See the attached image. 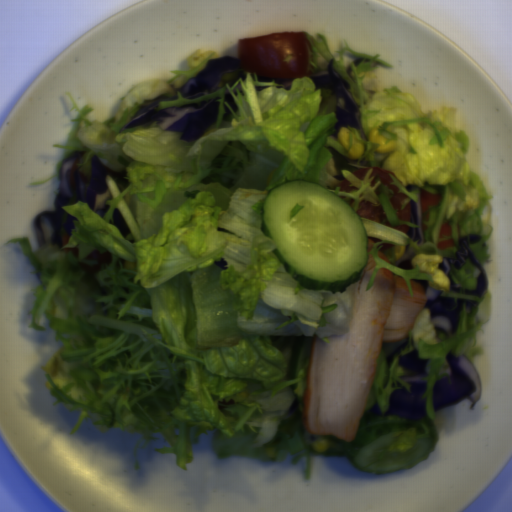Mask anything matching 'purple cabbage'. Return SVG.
<instances>
[{"mask_svg":"<svg viewBox=\"0 0 512 512\" xmlns=\"http://www.w3.org/2000/svg\"><path fill=\"white\" fill-rule=\"evenodd\" d=\"M246 77L242 62L238 57L221 55L207 60L206 65L196 75L187 78L180 87L171 85L174 97L162 94L155 98L145 99L137 113L127 119L119 132L144 126L152 121H160L159 128L182 133L180 139L183 141L189 142L199 138L218 119L221 108L220 102L216 101L221 99L218 95L196 103L157 109L159 102L176 100L178 94L193 100L215 93L226 85L231 87L240 79L244 82Z\"/></svg>","mask_w":512,"mask_h":512,"instance_id":"1","label":"purple cabbage"},{"mask_svg":"<svg viewBox=\"0 0 512 512\" xmlns=\"http://www.w3.org/2000/svg\"><path fill=\"white\" fill-rule=\"evenodd\" d=\"M84 154L81 151H75L59 164L54 210H45L36 214L34 218V229L38 247H43L46 243L41 223L42 217H46L49 221L52 230V243L61 246L62 235L65 232L69 233V235L72 234V230H75L76 227L74 220L78 221L76 216L65 209V205L70 206L78 202H87L99 217L105 218L106 212L110 208L109 204L106 203L107 200L114 201L107 179L113 177L118 184L130 185L128 180L124 178L128 177L127 171L109 169L96 155L93 156L90 164L91 179L89 182H85L83 175L76 170L74 176L75 192L71 187L72 173L77 161Z\"/></svg>","mask_w":512,"mask_h":512,"instance_id":"2","label":"purple cabbage"},{"mask_svg":"<svg viewBox=\"0 0 512 512\" xmlns=\"http://www.w3.org/2000/svg\"><path fill=\"white\" fill-rule=\"evenodd\" d=\"M403 367L418 372V376H409L403 379L410 385V390L399 388L391 392L387 410L381 412L378 404L375 402L372 407L373 417H403L408 421L427 419V375L430 365L429 358H420L419 351H409L399 359Z\"/></svg>","mask_w":512,"mask_h":512,"instance_id":"3","label":"purple cabbage"},{"mask_svg":"<svg viewBox=\"0 0 512 512\" xmlns=\"http://www.w3.org/2000/svg\"><path fill=\"white\" fill-rule=\"evenodd\" d=\"M480 239V234L462 235L456 256H443L438 268L447 276L451 290L475 296L483 301L488 289V275L471 247L472 242L480 241Z\"/></svg>","mask_w":512,"mask_h":512,"instance_id":"4","label":"purple cabbage"},{"mask_svg":"<svg viewBox=\"0 0 512 512\" xmlns=\"http://www.w3.org/2000/svg\"><path fill=\"white\" fill-rule=\"evenodd\" d=\"M449 375L440 377L433 384L434 410L456 405L466 397L471 400L470 411L481 396V380L472 361L464 354L454 357L446 353Z\"/></svg>","mask_w":512,"mask_h":512,"instance_id":"5","label":"purple cabbage"},{"mask_svg":"<svg viewBox=\"0 0 512 512\" xmlns=\"http://www.w3.org/2000/svg\"><path fill=\"white\" fill-rule=\"evenodd\" d=\"M307 77L313 80L314 90L328 88L331 91V99H336V124L332 136L336 138L342 127L352 126L366 140L367 136L360 122V110L349 94L348 84L333 68V57L328 61L326 68L312 71Z\"/></svg>","mask_w":512,"mask_h":512,"instance_id":"6","label":"purple cabbage"},{"mask_svg":"<svg viewBox=\"0 0 512 512\" xmlns=\"http://www.w3.org/2000/svg\"><path fill=\"white\" fill-rule=\"evenodd\" d=\"M412 280L426 291L427 298L423 305L424 309L429 310L431 322L436 332H444L449 338L457 329L462 303L461 298L442 296L441 290L431 287L429 279L413 277Z\"/></svg>","mask_w":512,"mask_h":512,"instance_id":"7","label":"purple cabbage"},{"mask_svg":"<svg viewBox=\"0 0 512 512\" xmlns=\"http://www.w3.org/2000/svg\"><path fill=\"white\" fill-rule=\"evenodd\" d=\"M410 333L408 332L407 338L400 339L398 341H385L382 344L386 363L390 369L392 360L396 354L401 352L408 346Z\"/></svg>","mask_w":512,"mask_h":512,"instance_id":"8","label":"purple cabbage"},{"mask_svg":"<svg viewBox=\"0 0 512 512\" xmlns=\"http://www.w3.org/2000/svg\"><path fill=\"white\" fill-rule=\"evenodd\" d=\"M416 255L414 248L410 244H406L403 253L396 261V267L403 270H414L412 267V259Z\"/></svg>","mask_w":512,"mask_h":512,"instance_id":"9","label":"purple cabbage"},{"mask_svg":"<svg viewBox=\"0 0 512 512\" xmlns=\"http://www.w3.org/2000/svg\"><path fill=\"white\" fill-rule=\"evenodd\" d=\"M256 77H257V81H264L267 83H271L272 81H274L277 84H282V85H278L276 88H284L287 90L290 87H292L293 79L276 78L274 76H268V75H263V74H256Z\"/></svg>","mask_w":512,"mask_h":512,"instance_id":"10","label":"purple cabbage"},{"mask_svg":"<svg viewBox=\"0 0 512 512\" xmlns=\"http://www.w3.org/2000/svg\"><path fill=\"white\" fill-rule=\"evenodd\" d=\"M224 99L227 103H229L233 109V111H236L238 110V106L235 102V99L234 97L230 94V93H225V96H224Z\"/></svg>","mask_w":512,"mask_h":512,"instance_id":"11","label":"purple cabbage"},{"mask_svg":"<svg viewBox=\"0 0 512 512\" xmlns=\"http://www.w3.org/2000/svg\"><path fill=\"white\" fill-rule=\"evenodd\" d=\"M214 264H216L219 268H221L222 270H226V268L228 267V260L224 259L223 257H219L218 260H211Z\"/></svg>","mask_w":512,"mask_h":512,"instance_id":"12","label":"purple cabbage"},{"mask_svg":"<svg viewBox=\"0 0 512 512\" xmlns=\"http://www.w3.org/2000/svg\"><path fill=\"white\" fill-rule=\"evenodd\" d=\"M224 106V116L222 120H229L233 117L231 110L229 109L228 105L223 102Z\"/></svg>","mask_w":512,"mask_h":512,"instance_id":"13","label":"purple cabbage"},{"mask_svg":"<svg viewBox=\"0 0 512 512\" xmlns=\"http://www.w3.org/2000/svg\"><path fill=\"white\" fill-rule=\"evenodd\" d=\"M345 71H346L347 75L349 76V78H350V79L352 80V82L354 83V81H353V77H352V75H351V71H352L351 66H348V65H347V67H346Z\"/></svg>","mask_w":512,"mask_h":512,"instance_id":"14","label":"purple cabbage"},{"mask_svg":"<svg viewBox=\"0 0 512 512\" xmlns=\"http://www.w3.org/2000/svg\"><path fill=\"white\" fill-rule=\"evenodd\" d=\"M255 87H256V90H257V92H258V91H262V90H264L265 88L270 87V86H265V85H255Z\"/></svg>","mask_w":512,"mask_h":512,"instance_id":"15","label":"purple cabbage"}]
</instances>
